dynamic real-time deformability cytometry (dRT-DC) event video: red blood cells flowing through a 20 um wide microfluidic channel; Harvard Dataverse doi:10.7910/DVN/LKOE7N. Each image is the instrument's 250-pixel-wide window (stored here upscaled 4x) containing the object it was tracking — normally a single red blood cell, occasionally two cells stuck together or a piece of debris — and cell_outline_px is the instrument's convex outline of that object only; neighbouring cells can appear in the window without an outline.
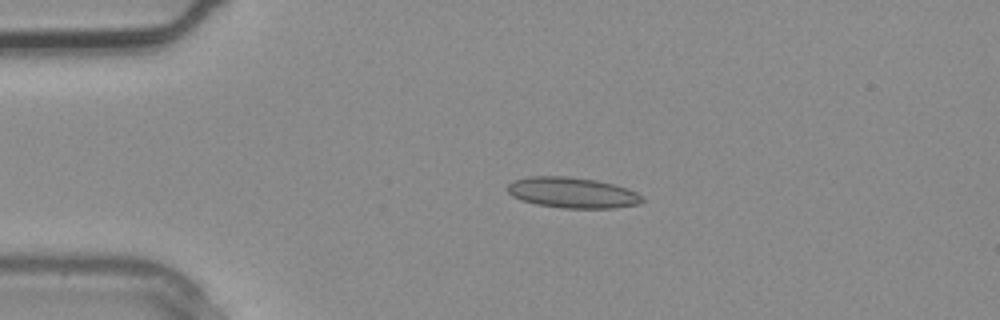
{"species": "common noctule bat (a hibernating species)", "species_latin": "Nyctalus noctula", "temperature_condition": "warm", "stored_images_in_passage": 2, "camera_frame_rate_fps": 3000, "um_per_image_px": 0.085, "animal": {"sex": "male", "body_mass_g": 20.4}, "frame": {"image": 1, "passage_image": 2, "time_ms": 0.333, "image_size_px": [1000, 320], "cell_outline_px": [[644, 200], [640, 204], [616, 208], [564, 208], [536, 204], [512, 196], [508, 192], [508, 184], [512, 180], [528, 176], [568, 176], [596, 180], [628, 188], [644, 196]], "centroid_in_image_um": [48.68, 16.37], "position_along_channel_um": 36.3, "area_um2": 24.22}}